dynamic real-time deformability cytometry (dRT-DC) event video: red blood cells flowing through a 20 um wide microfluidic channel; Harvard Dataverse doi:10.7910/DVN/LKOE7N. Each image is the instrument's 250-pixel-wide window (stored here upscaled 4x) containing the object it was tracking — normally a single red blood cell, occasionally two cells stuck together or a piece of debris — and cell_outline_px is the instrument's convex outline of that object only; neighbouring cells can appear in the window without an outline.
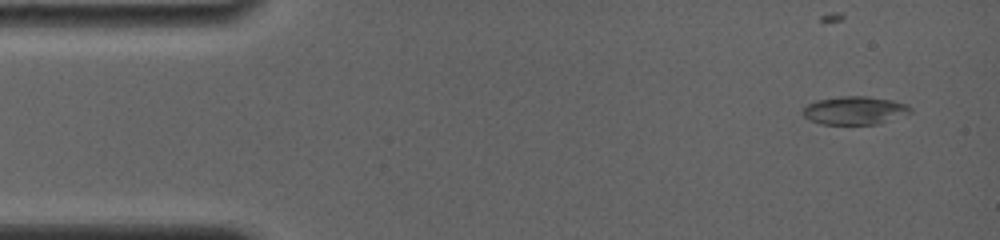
{"species": "common noctule bat (a hibernating species)", "species_latin": "Nyctalus noctula", "temperature_condition": "room temperature", "stored_images_in_passage": 16, "camera_frame_rate_fps": 4000, "um_per_image_px": 0.085, "animal": {"sex": "female", "body_mass_g": 19.0, "forearm_length_mm": 56.7}, "frame": {"image": 1, "passage_image": 1, "time_ms": 0.0, "image_size_px": [1000, 240], "cell_outline_px": [[912, 112], [876, 124], [820, 124], [804, 116], [800, 112], [808, 104], [816, 100], [840, 96], [864, 96], [892, 100], [908, 104], [912, 108]], "centroid_in_image_um": [72.63, 9.38], "position_along_channel_um": 12.4, "area_um2": 17.57}}
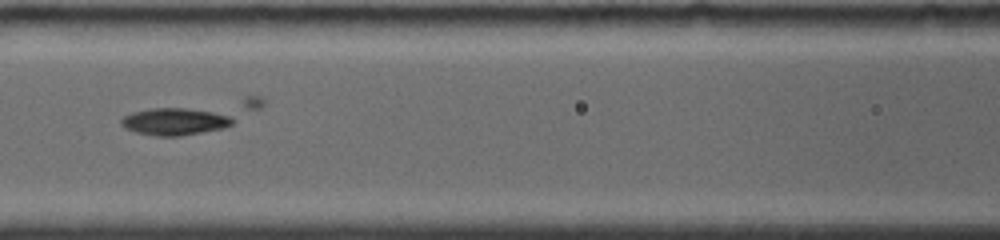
{"frame": {"image": 2, "passage_image": 7, "time_ms": 6.25, "image_size_px": [1000, 240], "cell_outline_px": [[236, 120], [232, 124], [224, 128], [180, 136], [156, 136], [136, 132], [124, 128], [120, 124], [120, 120], [124, 116], [132, 112], [148, 108], [184, 108], [212, 112], [236, 116]], "centroid_in_image_um": [14.86, 10.33], "position_along_channel_um": 151.7, "area_um2": 17.8}}
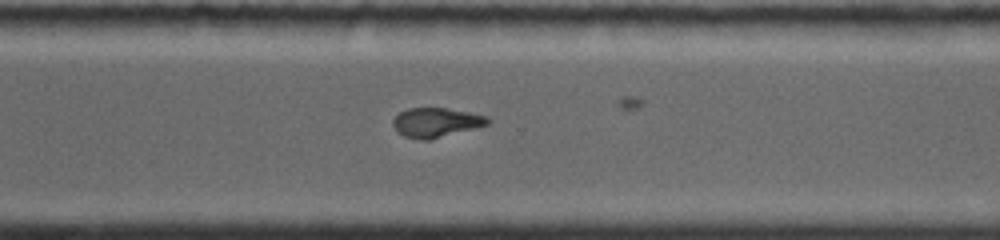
{"frame": {"image": 3, "passage_image": 12, "time_ms": 11.0, "image_size_px": [1000, 240], "cell_outline_px": [[492, 120], [488, 124], [428, 140], [420, 140], [404, 136], [396, 132], [392, 124], [392, 120], [400, 112], [408, 108], [444, 108], [468, 112], [488, 116]], "centroid_in_image_um": [37.03, 10.41], "position_along_channel_um": 333.6, "area_um2": 16.13}}